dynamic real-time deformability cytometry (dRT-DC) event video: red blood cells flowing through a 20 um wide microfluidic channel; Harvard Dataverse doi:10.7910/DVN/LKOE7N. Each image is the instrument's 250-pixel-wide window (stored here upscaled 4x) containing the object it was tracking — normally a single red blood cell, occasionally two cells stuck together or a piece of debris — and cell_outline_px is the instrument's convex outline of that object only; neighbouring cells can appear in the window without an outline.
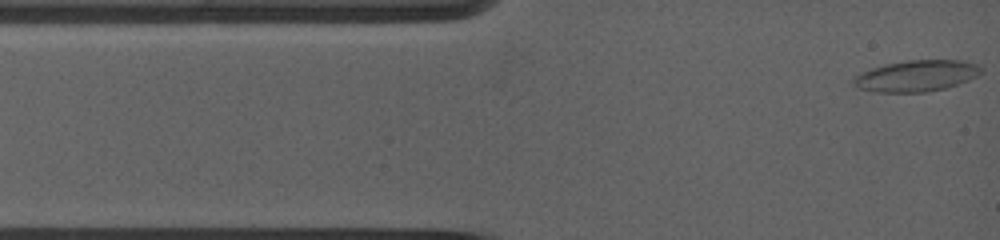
{"species": "common noctule bat (a hibernating species)", "species_latin": "Nyctalus noctula", "temperature_condition": "warm", "stored_images_in_passage": 22, "camera_frame_rate_fps": 5000, "um_per_image_px": 0.085, "animal": {"sex": "female", "body_mass_g": 19.0, "forearm_length_mm": 53.3}, "frame": {"image": 1, "passage_image": 1, "time_ms": 0.0, "image_size_px": [1000, 240], "cell_outline_px": [[972, 76], [956, 84], [944, 88], [924, 92], [880, 92], [864, 88], [856, 80], [856, 76], [872, 68], [888, 64], [908, 60], [956, 60], [968, 64]], "centroid_in_image_um": [77.75, 6.46], "position_along_channel_um": 7.3, "area_um2": 21.1}}
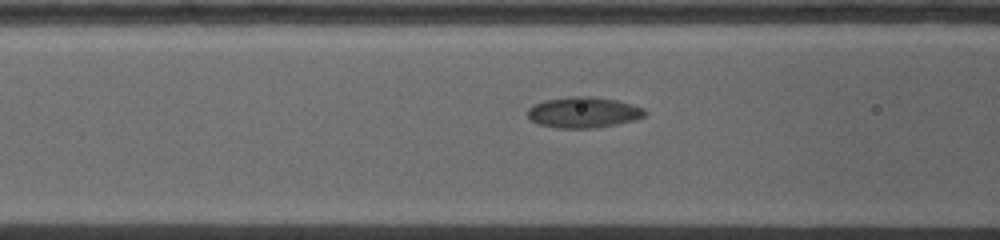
{"frame": {"image": 2, "passage_image": 12, "time_ms": 4.4, "image_size_px": [1000, 240], "cell_outline_px": [[644, 116], [612, 124], [592, 128], [560, 128], [540, 124], [532, 120], [528, 116], [528, 108], [532, 104], [548, 100], [576, 96], [588, 96], [616, 100], [644, 108]], "centroid_in_image_um": [49.53, 9.54], "position_along_channel_um": 117.1, "area_um2": 20.35}}
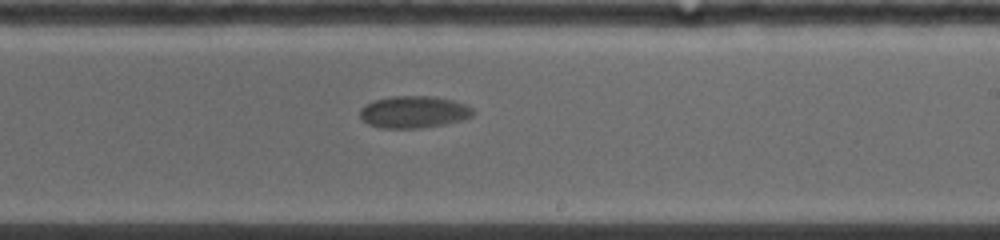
{"frame": {"image": 3, "passage_image": 22, "time_ms": 8.2, "image_size_px": [1000, 240], "cell_outline_px": [[472, 112], [468, 116], [456, 120], [440, 124], [416, 128], [384, 128], [368, 124], [360, 116], [360, 108], [376, 100], [396, 96], [424, 96], [452, 100], [464, 104], [472, 108]], "centroid_in_image_um": [35.09, 9.51], "position_along_channel_um": 253.9, "area_um2": 20.17}}